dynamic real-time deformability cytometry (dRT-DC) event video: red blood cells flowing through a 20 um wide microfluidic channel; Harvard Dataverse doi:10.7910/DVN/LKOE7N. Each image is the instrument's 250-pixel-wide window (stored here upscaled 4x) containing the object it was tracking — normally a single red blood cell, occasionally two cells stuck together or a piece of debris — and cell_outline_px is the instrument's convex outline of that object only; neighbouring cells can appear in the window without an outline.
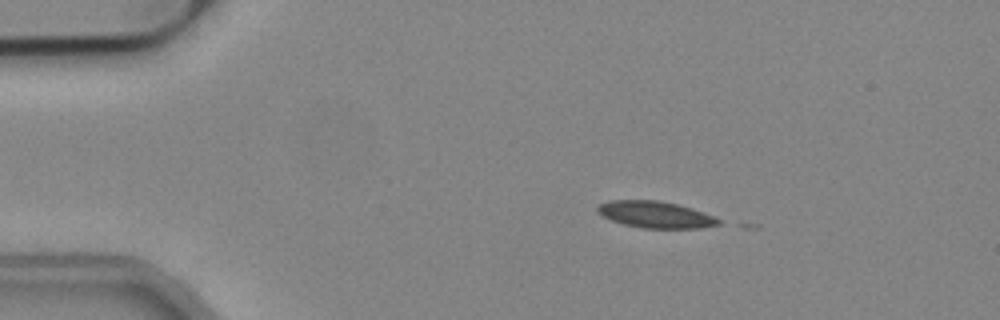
{"species": "common noctule bat (a hibernating species)", "species_latin": "Nyctalus noctula", "temperature_condition": "cold", "stored_images_in_passage": 17, "camera_frame_rate_fps": 3000, "um_per_image_px": 0.085, "animal": {"sex": "male", "body_mass_g": 19.2, "forearm_length_mm": 51.8}, "frame": {"image": 1, "passage_image": 8, "time_ms": 2.333, "image_size_px": [1000, 320], "cell_outline_px": [[724, 220], [720, 224], [700, 228], [644, 228], [624, 224], [612, 220], [604, 216], [596, 208], [600, 204], [608, 200], [656, 200], [676, 204], [692, 208], [704, 212]], "centroid_in_image_um": [55.77, 18.24], "position_along_channel_um": 29.2, "area_um2": 18.67}}
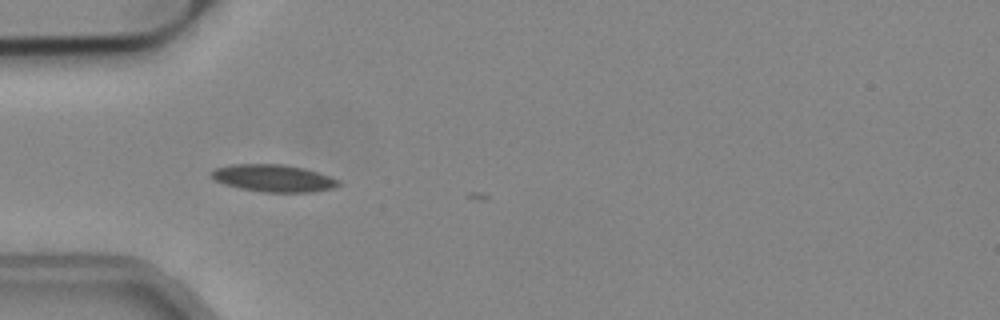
{"frame": {"image": 2, "passage_image": 15, "time_ms": 4.667, "image_size_px": [1000, 320], "cell_outline_px": [[340, 184], [332, 188], [312, 192], [264, 192], [240, 188], [224, 184], [212, 180], [208, 172], [216, 168], [232, 164], [284, 164], [304, 168], [328, 176], [336, 180]], "centroid_in_image_um": [23.15, 15.14], "position_along_channel_um": 61.9, "area_um2": 20.11}}